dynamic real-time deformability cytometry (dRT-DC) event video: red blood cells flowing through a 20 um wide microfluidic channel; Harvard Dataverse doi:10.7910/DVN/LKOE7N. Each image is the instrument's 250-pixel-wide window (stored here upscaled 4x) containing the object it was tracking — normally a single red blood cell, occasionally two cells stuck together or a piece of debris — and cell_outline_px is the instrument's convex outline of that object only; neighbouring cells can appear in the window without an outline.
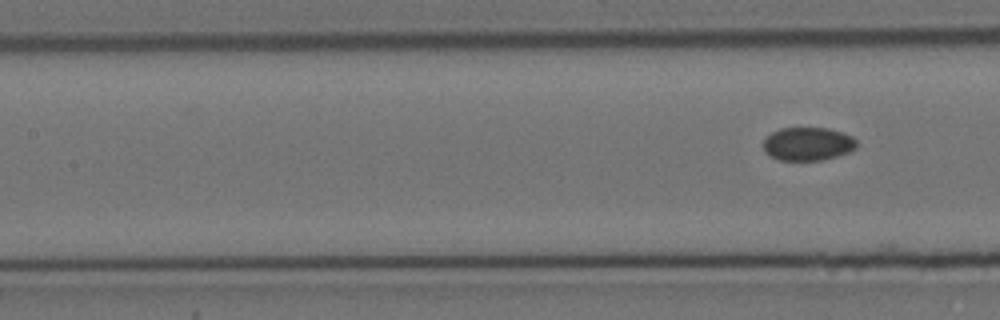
{"species": "Egyptian fruit bat (a non-hibernating species)", "species_latin": "Rousettus aegyptiacus", "temperature_condition": "cold", "stored_images_in_passage": 8, "segment_of_instrument_passage": [2, 2], "camera_frame_rate_fps": 3000, "um_per_image_px": 0.085, "animal": {"sex": "female"}, "frame": {"image": 1, "passage_image": 8, "time_ms": 2.333, "image_size_px": [1000, 320], "cell_outline_px": [[856, 148], [848, 152], [836, 156], [820, 160], [780, 160], [764, 152], [764, 140], [772, 132], [780, 128], [828, 128], [844, 132], [852, 136], [856, 140]], "centroid_in_image_um": [68.68, 12.22], "position_along_channel_um": 138.7, "area_um2": 18.03}}